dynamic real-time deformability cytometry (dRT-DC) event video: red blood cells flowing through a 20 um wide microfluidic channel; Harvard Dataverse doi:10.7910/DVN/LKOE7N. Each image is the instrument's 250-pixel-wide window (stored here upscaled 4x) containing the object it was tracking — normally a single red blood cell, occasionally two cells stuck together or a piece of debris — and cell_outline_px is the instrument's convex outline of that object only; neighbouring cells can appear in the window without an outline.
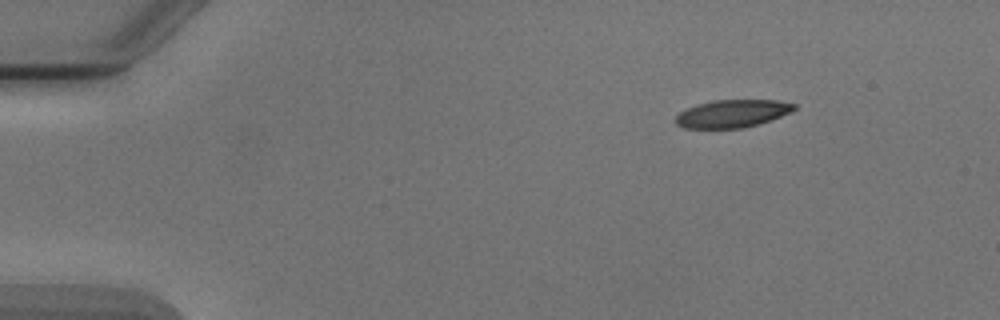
{"species": "Egyptian fruit bat (a non-hibernating species)", "species_latin": "Rousettus aegyptiacus", "temperature_condition": "cold", "stored_images_in_passage": 5, "camera_frame_rate_fps": 3000, "um_per_image_px": 0.085, "animal": {"sex": "male"}, "frame": {"image": 1, "passage_image": 1, "time_ms": 0.0, "image_size_px": [1000, 320], "cell_outline_px": [[796, 108], [792, 112], [744, 128], [684, 128], [676, 124], [676, 116], [680, 112], [696, 104], [712, 100], [776, 100], [796, 104]], "centroid_in_image_um": [62.23, 9.65], "position_along_channel_um": 22.8, "area_um2": 19.02}}
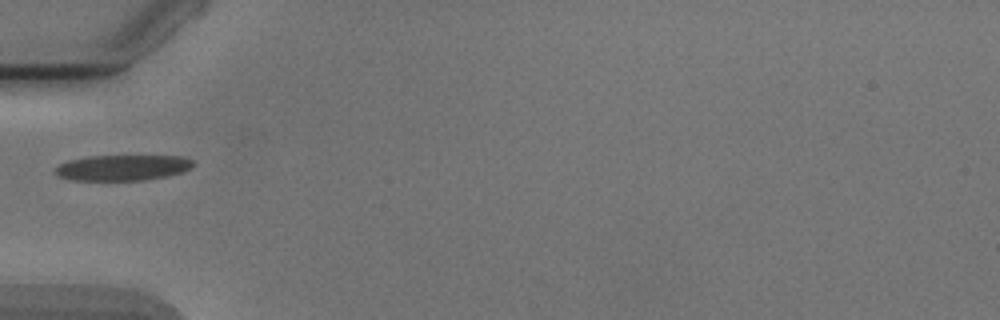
{"frame": {"image": 2, "passage_image": 4, "time_ms": 3.667, "image_size_px": [1000, 320], "cell_outline_px": [[196, 164], [180, 172], [168, 176], [144, 180], [72, 180], [56, 176], [52, 172], [52, 168], [68, 160], [88, 156], [180, 156], [192, 160]], "centroid_in_image_um": [10.33, 14.25], "position_along_channel_um": 74.7, "area_um2": 20.75}}
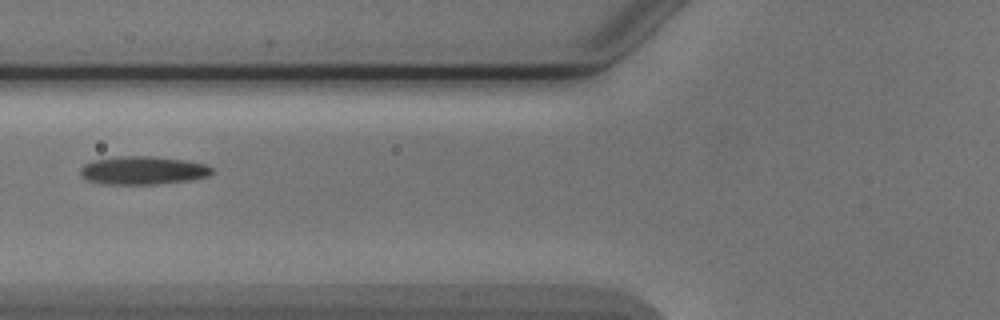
{"frame": {"image": 3, "passage_image": 5, "time_ms": 4.667, "image_size_px": [1000, 320], "cell_outline_px": [[212, 172], [208, 176], [188, 180], [156, 184], [104, 184], [88, 180], [80, 172], [80, 168], [84, 164], [92, 160], [116, 156], [152, 156], [184, 160], [204, 164], [212, 168]], "centroid_in_image_um": [12.12, 14.47], "position_along_channel_um": 113.7, "area_um2": 21.5}}